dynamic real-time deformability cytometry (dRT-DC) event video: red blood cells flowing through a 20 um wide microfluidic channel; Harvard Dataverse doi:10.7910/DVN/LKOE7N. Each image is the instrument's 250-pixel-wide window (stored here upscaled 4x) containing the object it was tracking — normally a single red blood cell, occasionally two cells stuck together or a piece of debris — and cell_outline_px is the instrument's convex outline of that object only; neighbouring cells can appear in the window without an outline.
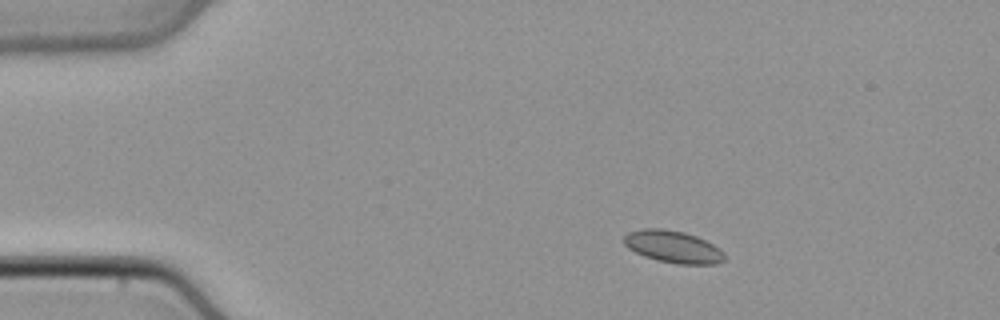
{"species": "common noctule bat (a hibernating species)", "species_latin": "Nyctalus noctula", "temperature_condition": "cold", "stored_images_in_passage": 12, "camera_frame_rate_fps": 3000, "um_per_image_px": 0.085, "animal": {"sex": "male", "body_mass_g": 21.5, "forearm_length_mm": 52.0}, "frame": {"image": 1, "passage_image": 7, "time_ms": 2.0, "image_size_px": [1000, 320], "cell_outline_px": [[724, 260], [716, 264], [676, 264], [656, 260], [644, 256], [628, 248], [624, 244], [624, 236], [628, 232], [644, 228], [664, 228], [684, 232], [696, 236], [720, 248], [724, 252]], "centroid_in_image_um": [57.2, 20.97], "position_along_channel_um": 27.8, "area_um2": 18.9}}